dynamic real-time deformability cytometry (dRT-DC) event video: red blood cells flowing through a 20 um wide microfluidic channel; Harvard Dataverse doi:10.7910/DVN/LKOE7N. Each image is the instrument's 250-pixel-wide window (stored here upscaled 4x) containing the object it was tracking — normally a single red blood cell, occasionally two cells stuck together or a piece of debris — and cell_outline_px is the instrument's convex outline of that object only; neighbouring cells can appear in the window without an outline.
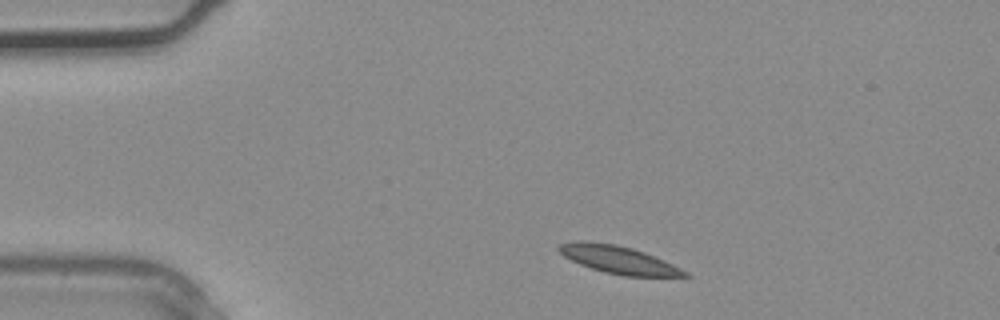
{"species": "common noctule bat (a hibernating species)", "species_latin": "Nyctalus noctula", "temperature_condition": "warm", "stored_images_in_passage": 2, "camera_frame_rate_fps": 3000, "um_per_image_px": 0.085, "animal": {"sex": "male", "body_mass_g": 20.4}, "frame": {"image": 1, "passage_image": 1, "time_ms": 0.0, "image_size_px": [1000, 320], "cell_outline_px": [[692, 276], [624, 276], [604, 272], [580, 264], [564, 256], [556, 248], [560, 244], [572, 240], [588, 240], [616, 244], [632, 248], [644, 252], [672, 264], [688, 272]], "centroid_in_image_um": [52.52, 22.05], "position_along_channel_um": 32.5, "area_um2": 20.29}}
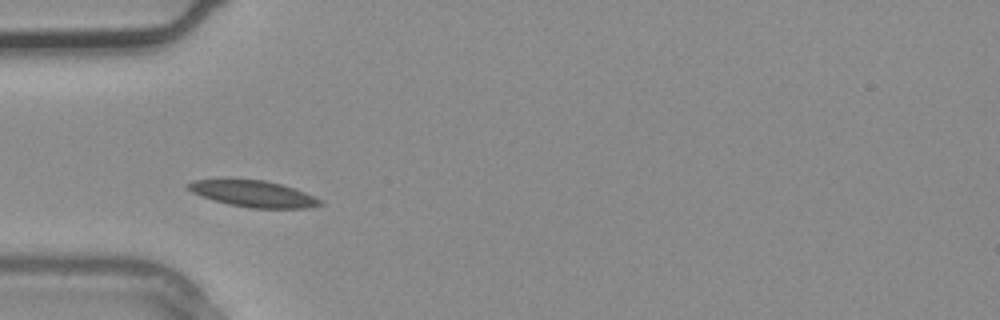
{"frame": {"image": 2, "passage_image": 2, "time_ms": 0.333, "image_size_px": [1000, 320], "cell_outline_px": [[324, 204], [308, 208], [252, 208], [228, 204], [200, 196], [192, 192], [184, 184], [192, 180], [224, 176], [264, 180], [280, 184], [304, 192], [324, 200]], "centroid_in_image_um": [21.44, 16.42], "position_along_channel_um": 63.6, "area_um2": 21.15}}